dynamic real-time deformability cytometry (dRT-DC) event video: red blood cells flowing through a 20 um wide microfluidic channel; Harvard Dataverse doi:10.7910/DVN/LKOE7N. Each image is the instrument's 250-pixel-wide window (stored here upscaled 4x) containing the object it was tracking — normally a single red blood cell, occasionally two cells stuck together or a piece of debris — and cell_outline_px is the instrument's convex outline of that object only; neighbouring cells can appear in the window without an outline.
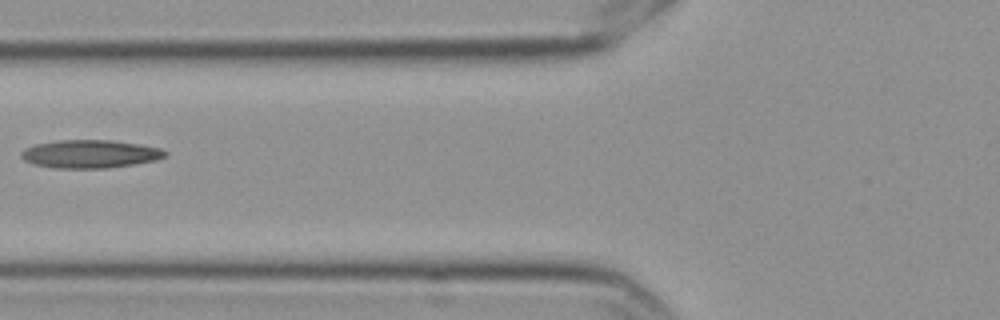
{"species": "Egyptian fruit bat (a non-hibernating species)", "species_latin": "Rousettus aegyptiacus", "temperature_condition": "cold", "stored_images_in_passage": 3, "camera_frame_rate_fps": 3000, "um_per_image_px": 0.085, "frame": {"image": 1, "passage_image": 2, "time_ms": 0.333, "image_size_px": [1000, 320], "cell_outline_px": [[168, 156], [156, 160], [132, 164], [104, 168], [52, 168], [32, 164], [24, 160], [20, 156], [20, 152], [24, 148], [36, 144], [56, 140], [112, 140], [160, 148], [168, 152]], "centroid_in_image_um": [7.61, 13.08], "position_along_channel_um": 118.2, "area_um2": 23.64}}
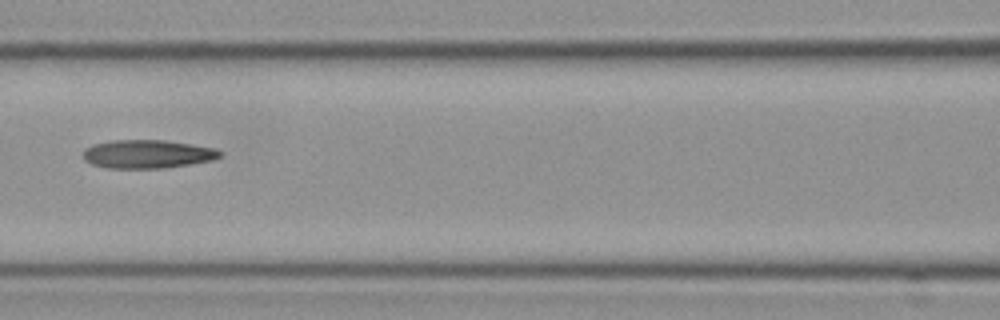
{"frame": {"image": 2, "passage_image": 3, "time_ms": 0.667, "image_size_px": [1000, 320], "cell_outline_px": [[224, 152], [220, 156], [212, 160], [188, 164], [160, 168], [108, 168], [92, 164], [84, 160], [84, 148], [92, 144], [112, 140], [164, 140], [216, 148]], "centroid_in_image_um": [12.51, 13.08], "position_along_channel_um": 154.1, "area_um2": 22.6}}